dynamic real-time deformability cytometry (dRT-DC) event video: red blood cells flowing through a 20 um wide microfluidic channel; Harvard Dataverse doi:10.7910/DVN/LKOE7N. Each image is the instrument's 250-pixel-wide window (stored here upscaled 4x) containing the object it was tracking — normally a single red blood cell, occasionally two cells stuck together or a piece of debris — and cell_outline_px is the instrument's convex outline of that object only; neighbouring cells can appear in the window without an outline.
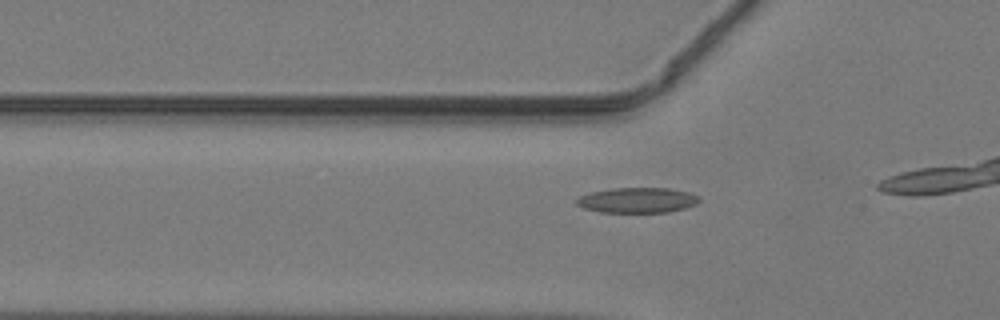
{"species": "common noctule bat (a hibernating species)", "species_latin": "Nyctalus noctula", "temperature_condition": "warm", "stored_images_in_passage": 17, "camera_frame_rate_fps": 3000, "um_per_image_px": 0.085, "animal": {"sex": "male", "body_mass_g": 19.2, "forearm_length_mm": 51.8}, "frame": {"image": 1, "passage_image": 12, "time_ms": 3.667, "image_size_px": [1000, 320], "cell_outline_px": [[700, 200], [696, 204], [684, 208], [668, 212], [600, 212], [584, 208], [576, 204], [576, 200], [580, 196], [592, 192], [612, 188], [668, 188], [688, 192], [700, 196]], "centroid_in_image_um": [54.19, 17.01], "position_along_channel_um": 71.6, "area_um2": 17.98}}
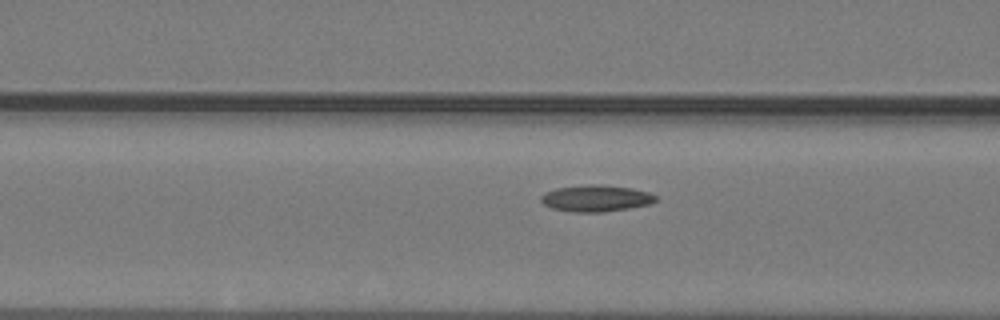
{"frame": {"image": 2, "passage_image": 15, "time_ms": 4.667, "image_size_px": [1000, 320], "cell_outline_px": [[660, 200], [648, 204], [628, 208], [604, 212], [572, 212], [552, 208], [544, 204], [540, 200], [540, 196], [544, 192], [556, 188], [588, 184], [600, 184], [632, 188], [648, 192], [656, 196]], "centroid_in_image_um": [50.65, 16.85], "position_along_channel_um": 116.0, "area_um2": 17.86}}